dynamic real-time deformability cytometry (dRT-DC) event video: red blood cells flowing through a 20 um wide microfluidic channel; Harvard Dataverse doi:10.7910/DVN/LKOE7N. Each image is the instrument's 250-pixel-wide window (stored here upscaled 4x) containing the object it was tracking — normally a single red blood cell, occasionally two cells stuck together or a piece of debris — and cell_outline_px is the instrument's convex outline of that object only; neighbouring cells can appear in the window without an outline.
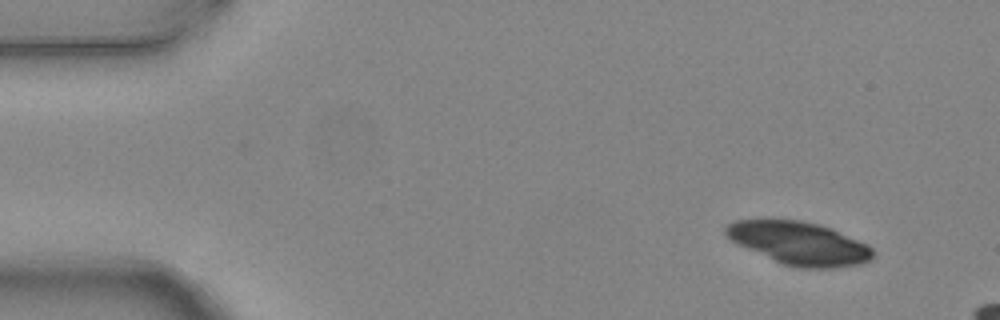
{"species": "common noctule bat (a hibernating species)", "species_latin": "Nyctalus noctula", "temperature_condition": "warm", "stored_images_in_passage": 4, "camera_frame_rate_fps": 3000, "um_per_image_px": 0.085, "animal": {"sex": "female", "body_mass_g": 24.6, "forearm_length_mm": 56.2}, "frame": {"image": 1, "passage_image": 1, "time_ms": 0.0, "image_size_px": [1000, 320], "cell_outline_px": [[872, 260], [860, 264], [832, 268], [800, 268], [780, 264], [732, 240], [724, 232], [724, 228], [728, 224], [736, 220], [764, 216], [772, 216], [800, 220], [820, 224], [832, 228], [868, 244], [872, 248]], "centroid_in_image_um": [67.9, 20.62], "position_along_channel_um": 17.1, "area_um2": 37.74}}